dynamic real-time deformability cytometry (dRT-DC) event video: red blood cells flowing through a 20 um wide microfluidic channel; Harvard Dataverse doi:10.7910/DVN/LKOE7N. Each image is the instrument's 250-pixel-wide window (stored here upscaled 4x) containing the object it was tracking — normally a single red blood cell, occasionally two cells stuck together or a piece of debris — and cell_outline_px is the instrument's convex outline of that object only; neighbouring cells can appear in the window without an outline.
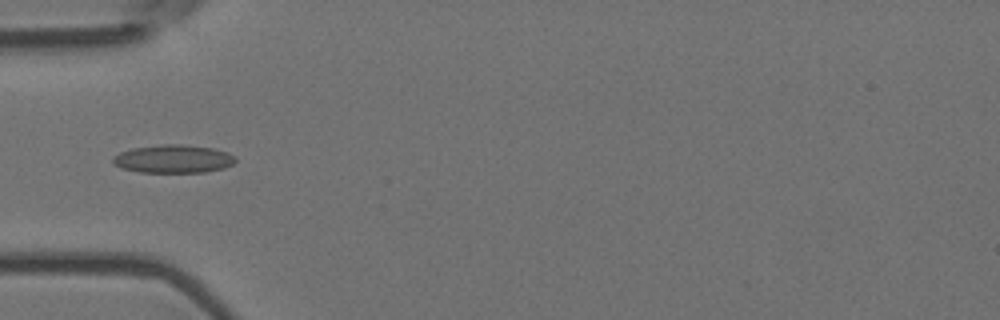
{"species": "Egyptian fruit bat (a non-hibernating species)", "species_latin": "Rousettus aegyptiacus", "temperature_condition": "room temperature", "stored_images_in_passage": 8, "camera_frame_rate_fps": 3000, "um_per_image_px": 0.085, "animal": {"sex": "female"}, "frame": {"image": 1, "passage_image": 5, "time_ms": 1.333, "image_size_px": [1000, 320], "cell_outline_px": [[236, 160], [232, 164], [224, 168], [204, 172], [140, 172], [120, 168], [112, 164], [112, 156], [120, 152], [132, 148], [164, 144], [180, 144], [212, 148], [228, 152], [236, 156]], "centroid_in_image_um": [14.71, 13.5], "position_along_channel_um": 70.3, "area_um2": 20.23}}
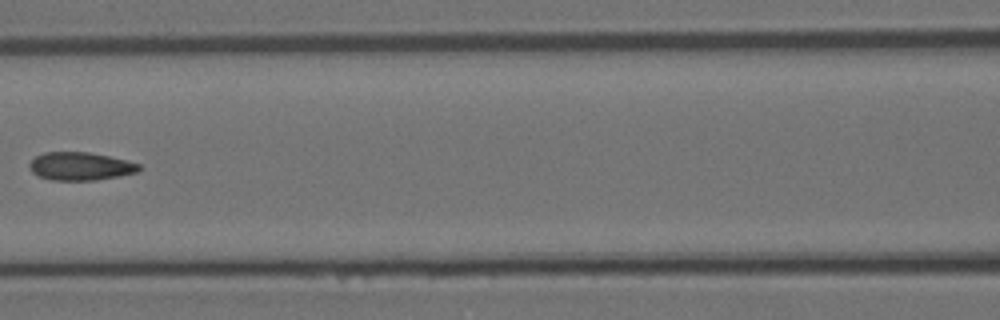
{"frame": {"image": 2, "passage_image": 7, "time_ms": 2.0, "image_size_px": [1000, 320], "cell_outline_px": [[140, 168], [136, 172], [120, 176], [96, 180], [52, 180], [36, 176], [32, 172], [28, 164], [36, 156], [44, 152], [88, 152], [108, 156], [140, 164]], "centroid_in_image_um": [6.79, 14.14], "position_along_channel_um": 159.8, "area_um2": 17.86}}
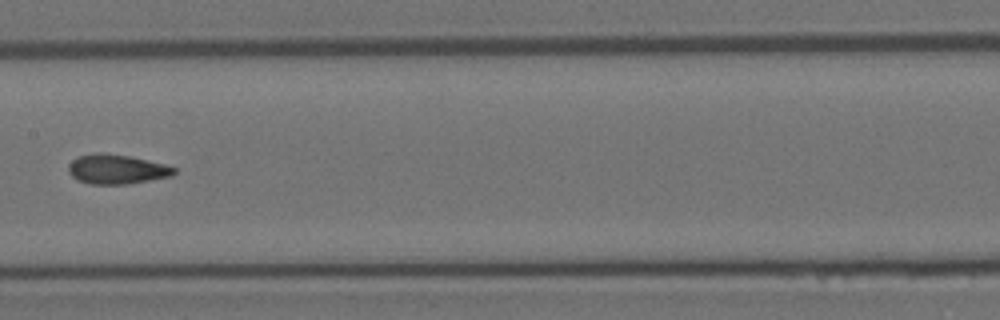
{"frame": {"image": 3, "passage_image": 8, "time_ms": 2.333, "image_size_px": [1000, 320], "cell_outline_px": [[176, 172], [172, 176], [124, 184], [92, 184], [76, 180], [68, 172], [68, 164], [76, 156], [96, 152], [104, 152], [128, 156], [148, 160], [164, 164], [176, 168]], "centroid_in_image_um": [9.87, 14.37], "position_along_channel_um": 197.5, "area_um2": 18.26}}